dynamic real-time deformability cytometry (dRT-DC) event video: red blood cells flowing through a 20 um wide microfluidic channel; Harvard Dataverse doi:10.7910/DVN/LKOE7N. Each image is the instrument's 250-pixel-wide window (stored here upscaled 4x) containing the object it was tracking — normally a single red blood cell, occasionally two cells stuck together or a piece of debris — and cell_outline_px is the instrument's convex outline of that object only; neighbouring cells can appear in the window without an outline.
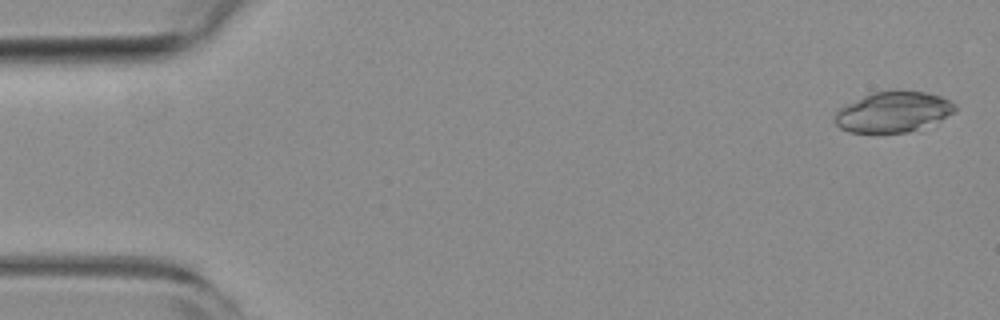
{"species": "common noctule bat (a hibernating species)", "species_latin": "Nyctalus noctula", "temperature_condition": "room temperature", "stored_images_in_passage": 54, "camera_frame_rate_fps": 3000, "um_per_image_px": 0.085, "animal": {"sex": "female", "body_mass_g": 19.3, "forearm_length_mm": 54.1}, "frame": {"image": 1, "passage_image": 1, "time_ms": 0.0, "image_size_px": [1000, 320], "cell_outline_px": [[956, 112], [920, 132], [876, 136], [848, 132], [840, 128], [836, 124], [836, 112], [840, 108], [872, 92], [924, 92], [940, 96], [956, 104]], "centroid_in_image_um": [75.96, 9.62], "position_along_channel_um": 9.0, "area_um2": 29.3}}